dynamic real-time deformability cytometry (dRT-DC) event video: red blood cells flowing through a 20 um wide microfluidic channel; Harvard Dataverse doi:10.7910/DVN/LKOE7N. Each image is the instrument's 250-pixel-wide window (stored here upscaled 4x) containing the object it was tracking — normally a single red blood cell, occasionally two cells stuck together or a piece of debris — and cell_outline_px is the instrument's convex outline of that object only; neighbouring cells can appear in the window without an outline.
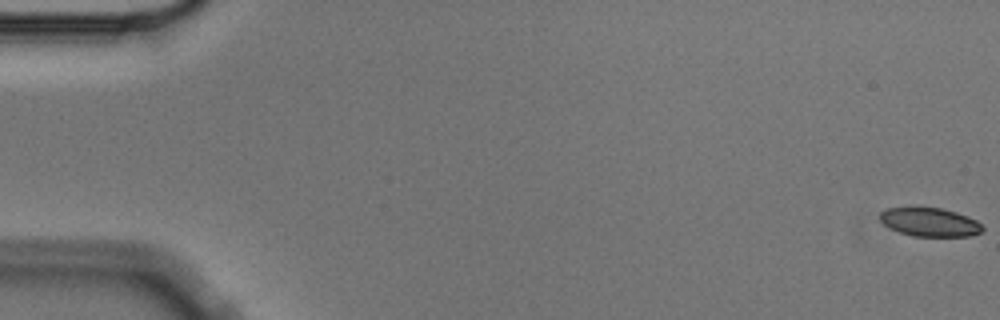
{"species": "Egyptian fruit bat (a non-hibernating species)", "species_latin": "Rousettus aegyptiacus", "temperature_condition": "cold", "stored_images_in_passage": 10, "camera_frame_rate_fps": 3000, "um_per_image_px": 0.085, "animal": {"sex": "male"}, "frame": {"image": 1, "passage_image": 1, "time_ms": 0.0, "image_size_px": [1000, 320], "cell_outline_px": [[984, 228], [980, 232], [972, 236], [912, 236], [900, 232], [884, 224], [880, 220], [880, 212], [888, 208], [912, 204], [940, 208], [956, 212], [968, 216], [976, 220]], "centroid_in_image_um": [78.99, 18.83], "position_along_channel_um": 6.0, "area_um2": 17.63}}
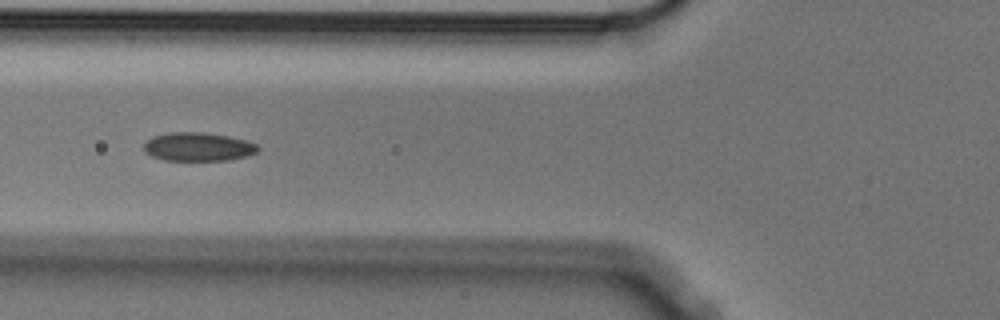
{"frame": {"image": 2, "passage_image": 6, "time_ms": 1.667, "image_size_px": [1000, 320], "cell_outline_px": [[260, 148], [256, 152], [244, 156], [228, 160], [164, 160], [152, 156], [144, 152], [144, 144], [152, 136], [168, 132], [204, 132], [228, 136], [244, 140], [256, 144]], "centroid_in_image_um": [16.8, 12.47], "position_along_channel_um": 109.0, "area_um2": 18.9}}
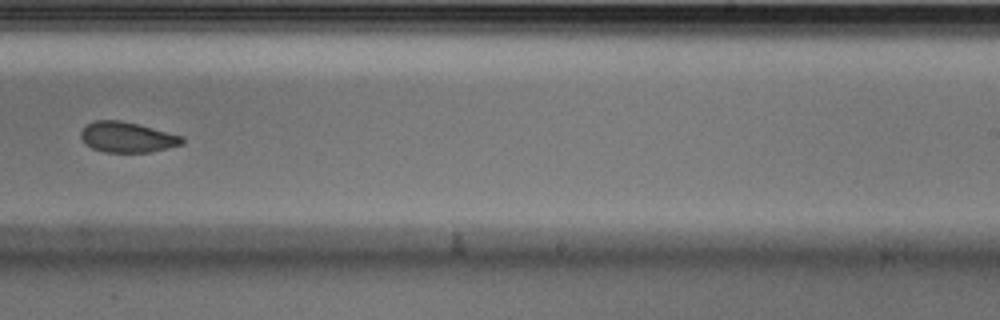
{"frame": {"image": 3, "passage_image": 10, "time_ms": 3.0, "image_size_px": [1000, 320], "cell_outline_px": [[184, 144], [152, 152], [104, 152], [92, 148], [80, 136], [80, 132], [92, 120], [120, 120], [184, 136]], "centroid_in_image_um": [10.84, 11.66], "position_along_channel_um": 278.2, "area_um2": 17.86}}